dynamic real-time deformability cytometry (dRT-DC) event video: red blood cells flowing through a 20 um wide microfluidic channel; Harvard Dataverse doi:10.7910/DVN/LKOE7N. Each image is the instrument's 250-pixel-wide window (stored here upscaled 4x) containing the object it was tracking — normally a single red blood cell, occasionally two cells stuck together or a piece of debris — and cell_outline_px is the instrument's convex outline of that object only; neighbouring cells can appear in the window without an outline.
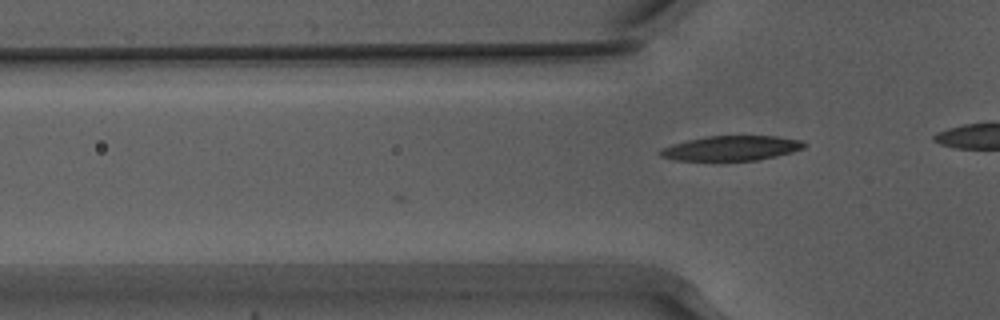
{"species": "Egyptian fruit bat (a non-hibernating species)", "species_latin": "Rousettus aegyptiacus", "temperature_condition": "warm", "stored_images_in_passage": 2, "camera_frame_rate_fps": 3000, "um_per_image_px": 0.085, "animal": {"sex": "male"}, "frame": {"image": 1, "passage_image": 2, "time_ms": 0.333, "image_size_px": [1000, 320], "cell_outline_px": [[808, 144], [804, 148], [792, 152], [776, 156], [756, 160], [676, 160], [660, 156], [660, 152], [664, 148], [672, 144], [688, 140], [708, 136], [776, 136], [800, 140]], "centroid_in_image_um": [62.21, 12.59], "position_along_channel_um": 63.6, "area_um2": 20.52}}